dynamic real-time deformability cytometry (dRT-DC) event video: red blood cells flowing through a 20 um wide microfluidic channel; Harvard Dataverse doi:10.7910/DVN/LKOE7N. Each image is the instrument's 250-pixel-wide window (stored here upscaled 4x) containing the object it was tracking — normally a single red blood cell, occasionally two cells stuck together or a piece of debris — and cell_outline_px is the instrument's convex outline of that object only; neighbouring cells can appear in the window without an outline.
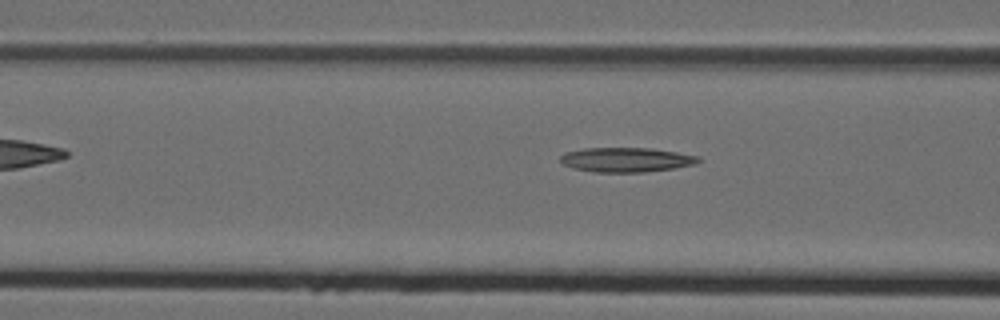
{"species": "Egyptian fruit bat (a non-hibernating species)", "species_latin": "Rousettus aegyptiacus", "temperature_condition": "cold", "stored_images_in_passage": 3, "camera_frame_rate_fps": 3000, "um_per_image_px": 0.085, "animal": {"sex": "female"}, "frame": {"image": 1, "passage_image": 3, "time_ms": 0.667, "image_size_px": [1000, 320], "cell_outline_px": [[700, 160], [696, 164], [676, 168], [644, 172], [592, 172], [572, 168], [564, 164], [560, 160], [560, 156], [564, 152], [584, 148], [652, 148], [700, 156]], "centroid_in_image_um": [53.23, 13.58], "position_along_channel_um": 113.4, "area_um2": 19.88}}